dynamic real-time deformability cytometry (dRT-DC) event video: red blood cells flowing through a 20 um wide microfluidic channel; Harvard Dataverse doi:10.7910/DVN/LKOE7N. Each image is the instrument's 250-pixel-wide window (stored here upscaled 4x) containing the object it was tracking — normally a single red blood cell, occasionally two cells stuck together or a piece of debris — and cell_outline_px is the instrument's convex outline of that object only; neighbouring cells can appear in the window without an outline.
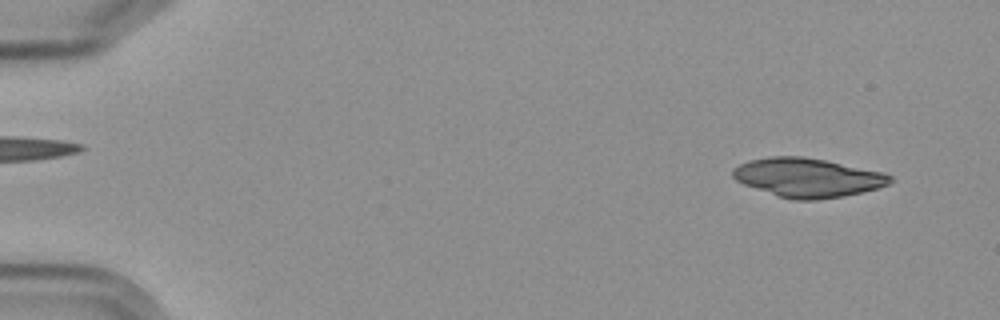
{"species": "Egyptian fruit bat (a non-hibernating species)", "species_latin": "Rousettus aegyptiacus", "temperature_condition": "cold", "stored_images_in_passage": 5, "camera_frame_rate_fps": 3000, "um_per_image_px": 0.085, "frame": {"image": 1, "passage_image": 1, "time_ms": 0.0, "image_size_px": [1000, 320], "cell_outline_px": [[896, 180], [888, 184], [876, 188], [844, 196], [816, 200], [792, 200], [744, 184], [736, 180], [732, 176], [732, 168], [748, 160], [772, 156], [800, 156], [824, 160], [884, 172], [892, 176]], "centroid_in_image_um": [68.66, 15.09], "position_along_channel_um": 16.3, "area_um2": 35.55}}
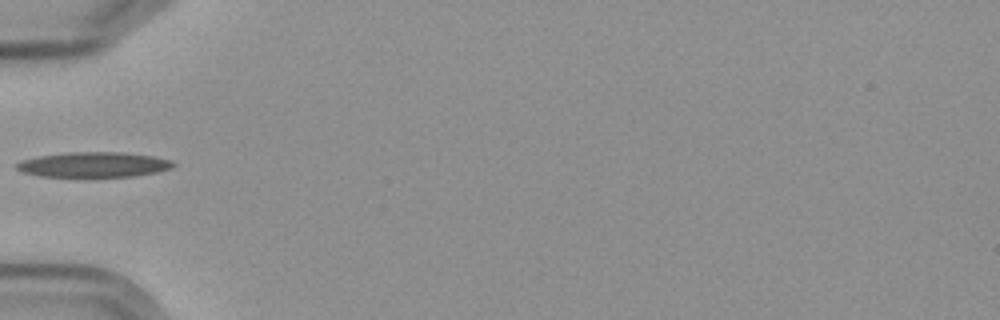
{"frame": {"image": 2, "passage_image": 5, "time_ms": 5.333, "image_size_px": [1000, 320], "cell_outline_px": [[176, 164], [172, 168], [156, 172], [132, 176], [40, 176], [24, 172], [16, 168], [12, 164], [20, 160], [40, 156], [68, 152], [120, 152], [152, 156], [172, 160]], "centroid_in_image_um": [7.94, 13.98], "position_along_channel_um": 77.1, "area_um2": 22.77}}